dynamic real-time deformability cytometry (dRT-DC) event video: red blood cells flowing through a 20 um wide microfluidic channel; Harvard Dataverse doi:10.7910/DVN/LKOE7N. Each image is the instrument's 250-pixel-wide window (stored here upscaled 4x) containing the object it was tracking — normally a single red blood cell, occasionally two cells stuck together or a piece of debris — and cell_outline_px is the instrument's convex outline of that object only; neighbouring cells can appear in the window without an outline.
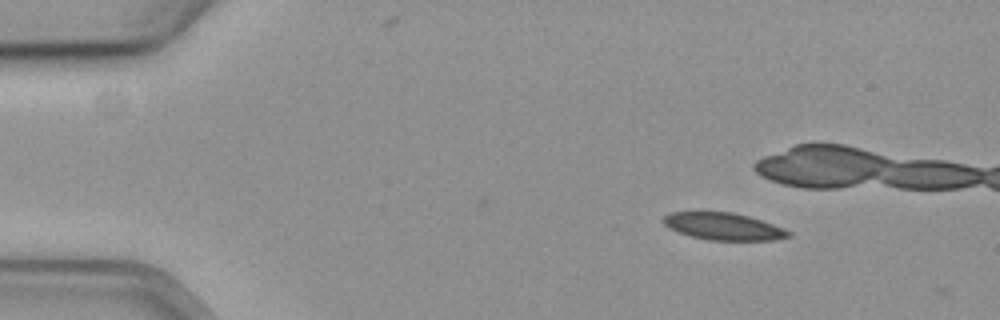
{"species": "common noctule bat (a hibernating species)", "species_latin": "Nyctalus noctula", "temperature_condition": "cold", "stored_images_in_passage": 4, "camera_frame_rate_fps": 3000, "um_per_image_px": 0.085, "animal": {"sex": "female", "body_mass_g": 19.3, "forearm_length_mm": 54.1}, "frame": {"image": 1, "passage_image": 2, "time_ms": 0.333, "image_size_px": [1000, 320], "cell_outline_px": [[792, 236], [776, 240], [708, 240], [692, 236], [668, 228], [664, 224], [664, 216], [672, 212], [732, 212], [748, 216], [784, 228], [792, 232]], "centroid_in_image_um": [61.54, 19.25], "position_along_channel_um": 23.5, "area_um2": 19.65}}